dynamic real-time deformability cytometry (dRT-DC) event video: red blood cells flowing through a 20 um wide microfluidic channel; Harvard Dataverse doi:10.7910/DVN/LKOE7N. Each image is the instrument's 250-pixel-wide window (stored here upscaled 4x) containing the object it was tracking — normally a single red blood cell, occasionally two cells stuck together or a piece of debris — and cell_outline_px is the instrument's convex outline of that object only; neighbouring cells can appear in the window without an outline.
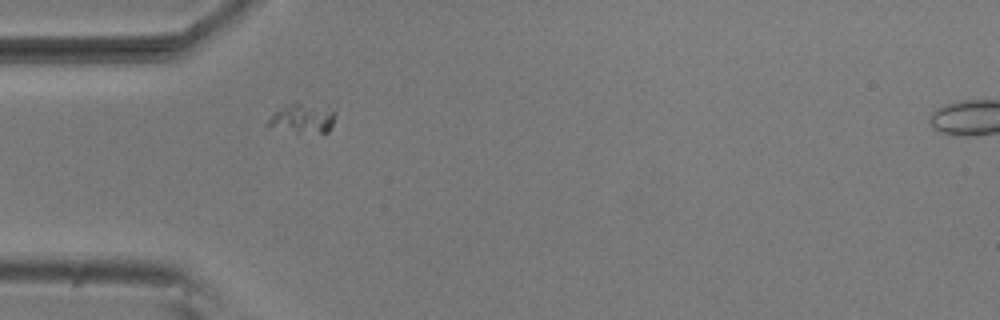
{"species": "common noctule bat (a hibernating species)", "species_latin": "Nyctalus noctula", "temperature_condition": "room temperature", "stored_images_in_passage": 2, "camera_frame_rate_fps": 3000, "um_per_image_px": 0.085, "animal": {"sex": "male", "body_mass_g": 20.5, "forearm_length_mm": 52.5}, "frame": {"image": 1, "passage_image": 1, "time_ms": 0.0, "image_size_px": [1000, 320], "cell_outline_px": [[336, 112], [332, 124], [328, 132], [296, 132], [268, 128], [264, 124], [276, 112], [288, 104], [328, 104], [336, 108]], "centroid_in_image_um": [25.78, 10.05], "position_along_channel_um": 59.2, "area_um2": 11.79}}